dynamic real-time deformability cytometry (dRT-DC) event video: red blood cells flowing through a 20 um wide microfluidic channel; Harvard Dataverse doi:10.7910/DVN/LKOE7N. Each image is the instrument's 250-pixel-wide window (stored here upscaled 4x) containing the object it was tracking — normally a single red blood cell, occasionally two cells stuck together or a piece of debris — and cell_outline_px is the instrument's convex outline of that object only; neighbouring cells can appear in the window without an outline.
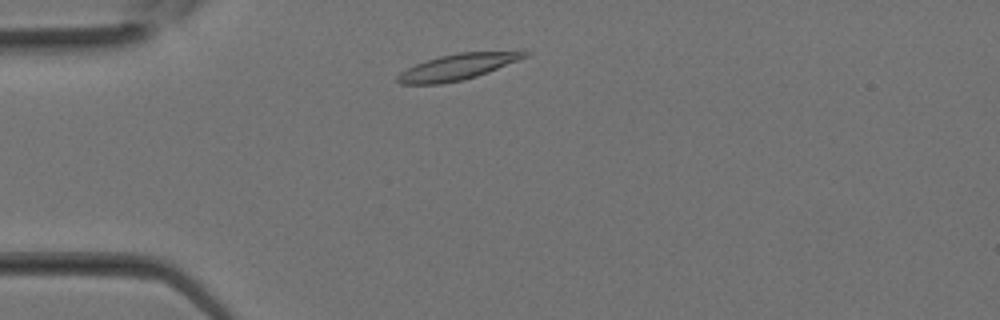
{"species": "Egyptian fruit bat (a non-hibernating species)", "species_latin": "Rousettus aegyptiacus", "temperature_condition": "room temperature", "stored_images_in_passage": 24, "camera_frame_rate_fps": 3000, "um_per_image_px": 0.085, "animal": {"sex": "female"}, "frame": {"image": 1, "passage_image": 2, "time_ms": 0.333, "image_size_px": [1000, 320], "cell_outline_px": [[532, 52], [528, 56], [488, 72], [464, 80], [440, 84], [400, 84], [396, 80], [396, 76], [400, 72], [416, 64], [440, 56], [460, 52]], "centroid_in_image_um": [38.83, 5.71], "position_along_channel_um": 46.2, "area_um2": 18.84}}
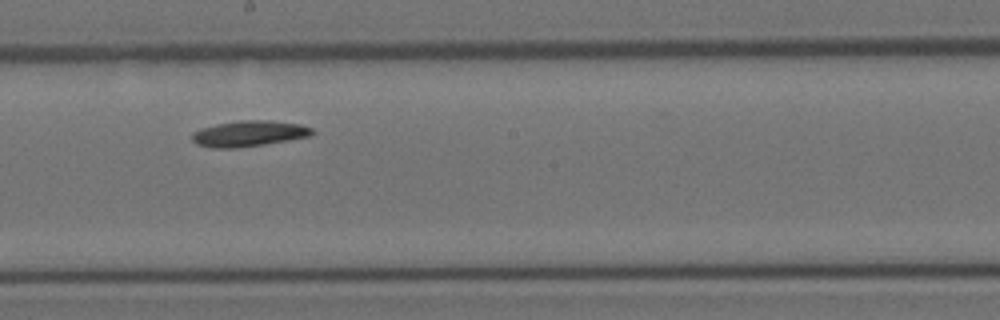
{"frame": {"image": 2, "passage_image": 11, "time_ms": 3.333, "image_size_px": [1000, 320], "cell_outline_px": [[316, 132], [312, 136], [264, 144], [236, 148], [212, 148], [196, 144], [192, 140], [192, 132], [200, 128], [216, 124], [240, 120], [272, 120], [300, 124], [312, 128]], "centroid_in_image_um": [21.17, 11.35], "position_along_channel_um": 227.0, "area_um2": 18.26}}
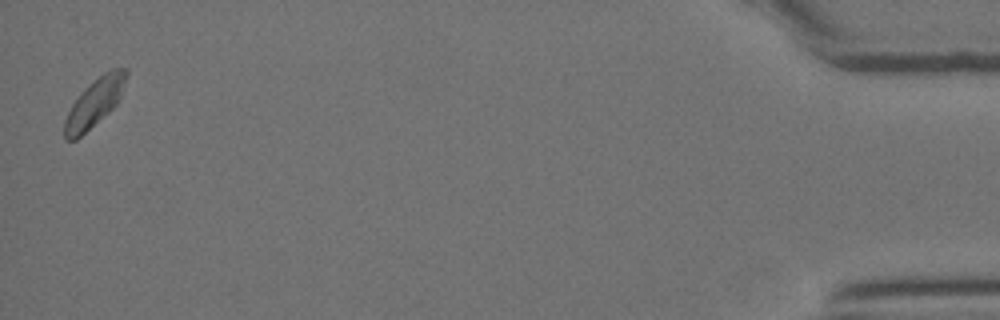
{"frame": {"image": 3, "passage_image": 24, "time_ms": 7.667, "image_size_px": [1000, 320], "cell_outline_px": [[128, 72], [120, 96], [116, 104], [108, 112], [76, 140], [64, 140], [64, 120], [72, 104], [80, 92], [88, 84], [104, 72], [112, 68], [128, 68]], "centroid_in_image_um": [8.01, 8.71], "position_along_channel_um": 427.2, "area_um2": 17.11}}